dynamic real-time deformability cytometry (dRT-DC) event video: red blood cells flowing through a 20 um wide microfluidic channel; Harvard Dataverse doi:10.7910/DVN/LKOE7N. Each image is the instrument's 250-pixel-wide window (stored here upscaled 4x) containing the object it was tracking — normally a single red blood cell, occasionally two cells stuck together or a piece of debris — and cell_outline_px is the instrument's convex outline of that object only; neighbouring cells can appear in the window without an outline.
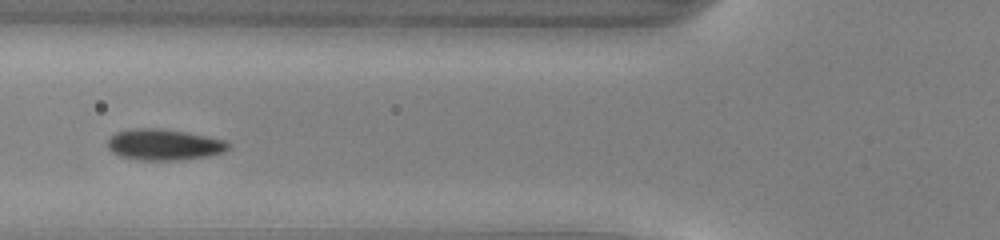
{"species": "common noctule bat (a hibernating species)", "species_latin": "Nyctalus noctula", "temperature_condition": "warm", "stored_images_in_passage": 40, "camera_frame_rate_fps": 3000, "um_per_image_px": 0.085, "animal": {"sex": "male", "body_mass_g": 13.0, "forearm_length_mm": 53.1}, "frame": {"image": 1, "passage_image": 9, "time_ms": 2.667, "image_size_px": [1000, 240], "cell_outline_px": [[232, 144], [224, 152], [208, 156], [180, 160], [136, 160], [120, 156], [112, 152], [108, 148], [108, 140], [116, 132], [136, 128], [160, 128], [184, 132], [228, 140]], "centroid_in_image_um": [13.97, 12.3], "position_along_channel_um": 111.8, "area_um2": 21.96}}
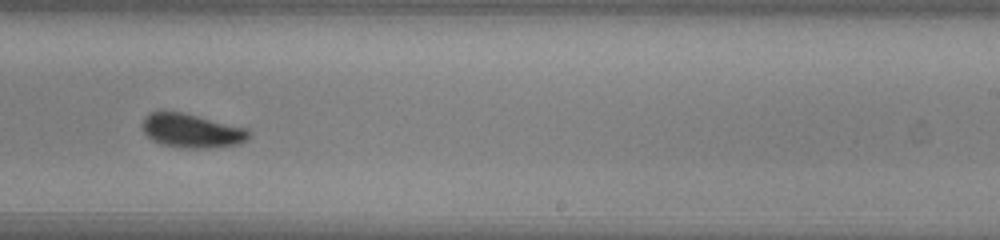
{"frame": {"image": 2, "passage_image": 21, "time_ms": 6.667, "image_size_px": [1000, 240], "cell_outline_px": [[252, 136], [248, 140], [240, 144], [208, 148], [176, 148], [160, 144], [152, 140], [144, 132], [144, 116], [148, 112], [184, 112], [248, 128], [252, 132]], "centroid_in_image_um": [16.36, 11.12], "position_along_channel_um": 272.6, "area_um2": 21.44}}
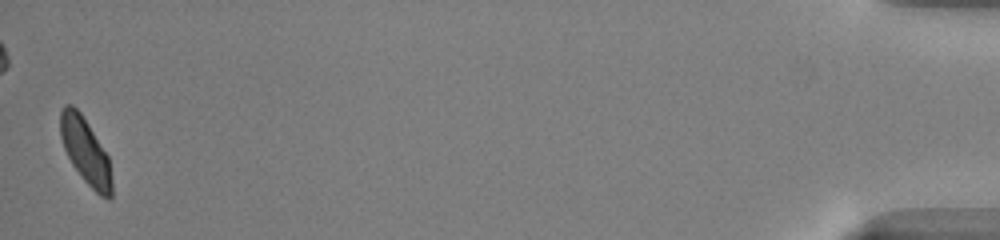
{"frame": {"image": 3, "passage_image": 40, "time_ms": 13.0, "image_size_px": [1000, 240], "cell_outline_px": [[112, 196], [108, 200], [100, 196], [84, 180], [72, 164], [64, 148], [60, 136], [60, 112], [64, 104], [72, 104], [80, 112], [88, 124], [108, 156], [112, 180]], "centroid_in_image_um": [7.26, 12.85], "position_along_channel_um": 427.9, "area_um2": 19.65}, "authors_computed_cell_mechanics": {"area_um2": 21.0392, "velocity_mm_per_s": 4.0282, "shape_relaxation_time_tau1_ms": 1.9197, "shape_relaxation_time_tau2_ms": null, "deformation_change_tau1": 0.0979, "deformation_change_tau2": null}}